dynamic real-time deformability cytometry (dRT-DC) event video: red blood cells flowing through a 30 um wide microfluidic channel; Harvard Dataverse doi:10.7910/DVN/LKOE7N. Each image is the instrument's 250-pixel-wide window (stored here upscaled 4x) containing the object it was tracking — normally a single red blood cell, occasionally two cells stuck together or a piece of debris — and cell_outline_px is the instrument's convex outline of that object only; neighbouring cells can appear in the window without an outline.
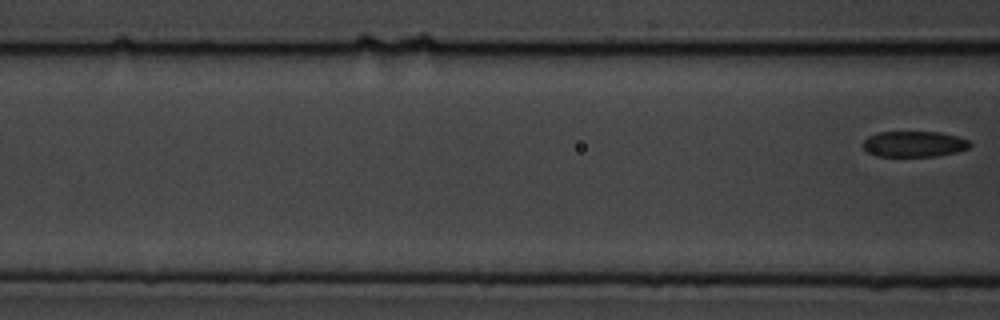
{"species": "common noctule bat (a hibernating species)", "species_latin": "Nyctalus noctula", "temperature_condition": "cold", "stored_images_in_passage": 8, "segment_of_instrument_passage": [2, 2], "camera_frame_rate_fps": 3000, "um_per_image_px": 0.085, "animal": {"sex": "male", "body_mass_g": 19.5, "forearm_length_mm": 54.6}, "frame": {"image": 1, "passage_image": 8, "time_ms": 9.0, "image_size_px": [1000, 320], "cell_outline_px": [[972, 144], [968, 148], [956, 152], [936, 156], [876, 156], [868, 152], [864, 148], [864, 140], [868, 136], [880, 132], [940, 132], [956, 136], [968, 140]], "centroid_in_image_um": [77.7, 12.24], "position_along_channel_um": 88.9, "area_um2": 15.95}}